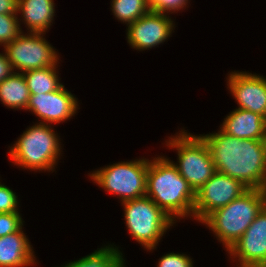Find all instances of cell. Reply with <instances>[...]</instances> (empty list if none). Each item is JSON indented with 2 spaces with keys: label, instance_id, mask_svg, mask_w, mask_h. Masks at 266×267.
Listing matches in <instances>:
<instances>
[{
  "label": "cell",
  "instance_id": "11",
  "mask_svg": "<svg viewBox=\"0 0 266 267\" xmlns=\"http://www.w3.org/2000/svg\"><path fill=\"white\" fill-rule=\"evenodd\" d=\"M78 99L62 84L50 93L30 94L26 111L40 119V123L59 124L71 119L78 112Z\"/></svg>",
  "mask_w": 266,
  "mask_h": 267
},
{
  "label": "cell",
  "instance_id": "23",
  "mask_svg": "<svg viewBox=\"0 0 266 267\" xmlns=\"http://www.w3.org/2000/svg\"><path fill=\"white\" fill-rule=\"evenodd\" d=\"M151 11L156 13L168 14L177 13L186 9L189 0H147Z\"/></svg>",
  "mask_w": 266,
  "mask_h": 267
},
{
  "label": "cell",
  "instance_id": "18",
  "mask_svg": "<svg viewBox=\"0 0 266 267\" xmlns=\"http://www.w3.org/2000/svg\"><path fill=\"white\" fill-rule=\"evenodd\" d=\"M123 256L116 245L108 244L62 267H119L124 261Z\"/></svg>",
  "mask_w": 266,
  "mask_h": 267
},
{
  "label": "cell",
  "instance_id": "13",
  "mask_svg": "<svg viewBox=\"0 0 266 267\" xmlns=\"http://www.w3.org/2000/svg\"><path fill=\"white\" fill-rule=\"evenodd\" d=\"M227 89L237 108L252 111L266 118V78L246 71H232L227 77Z\"/></svg>",
  "mask_w": 266,
  "mask_h": 267
},
{
  "label": "cell",
  "instance_id": "21",
  "mask_svg": "<svg viewBox=\"0 0 266 267\" xmlns=\"http://www.w3.org/2000/svg\"><path fill=\"white\" fill-rule=\"evenodd\" d=\"M18 14H0V46L15 40L22 32Z\"/></svg>",
  "mask_w": 266,
  "mask_h": 267
},
{
  "label": "cell",
  "instance_id": "14",
  "mask_svg": "<svg viewBox=\"0 0 266 267\" xmlns=\"http://www.w3.org/2000/svg\"><path fill=\"white\" fill-rule=\"evenodd\" d=\"M220 126L222 132L238 139L266 140V118L252 111L236 108Z\"/></svg>",
  "mask_w": 266,
  "mask_h": 267
},
{
  "label": "cell",
  "instance_id": "19",
  "mask_svg": "<svg viewBox=\"0 0 266 267\" xmlns=\"http://www.w3.org/2000/svg\"><path fill=\"white\" fill-rule=\"evenodd\" d=\"M58 65L22 73L30 94L50 93L56 91L62 83L59 81Z\"/></svg>",
  "mask_w": 266,
  "mask_h": 267
},
{
  "label": "cell",
  "instance_id": "20",
  "mask_svg": "<svg viewBox=\"0 0 266 267\" xmlns=\"http://www.w3.org/2000/svg\"><path fill=\"white\" fill-rule=\"evenodd\" d=\"M111 7L115 18L126 26L151 11L147 0H111Z\"/></svg>",
  "mask_w": 266,
  "mask_h": 267
},
{
  "label": "cell",
  "instance_id": "16",
  "mask_svg": "<svg viewBox=\"0 0 266 267\" xmlns=\"http://www.w3.org/2000/svg\"><path fill=\"white\" fill-rule=\"evenodd\" d=\"M17 14H21L18 21L27 32L46 34L54 22V0H18Z\"/></svg>",
  "mask_w": 266,
  "mask_h": 267
},
{
  "label": "cell",
  "instance_id": "27",
  "mask_svg": "<svg viewBox=\"0 0 266 267\" xmlns=\"http://www.w3.org/2000/svg\"><path fill=\"white\" fill-rule=\"evenodd\" d=\"M18 0H0V14H17Z\"/></svg>",
  "mask_w": 266,
  "mask_h": 267
},
{
  "label": "cell",
  "instance_id": "4",
  "mask_svg": "<svg viewBox=\"0 0 266 267\" xmlns=\"http://www.w3.org/2000/svg\"><path fill=\"white\" fill-rule=\"evenodd\" d=\"M265 205L258 189H248L228 205L211 213L202 224L213 232L228 251Z\"/></svg>",
  "mask_w": 266,
  "mask_h": 267
},
{
  "label": "cell",
  "instance_id": "12",
  "mask_svg": "<svg viewBox=\"0 0 266 267\" xmlns=\"http://www.w3.org/2000/svg\"><path fill=\"white\" fill-rule=\"evenodd\" d=\"M169 14L150 11L127 26L126 39L133 49L144 51L164 43L175 29Z\"/></svg>",
  "mask_w": 266,
  "mask_h": 267
},
{
  "label": "cell",
  "instance_id": "10",
  "mask_svg": "<svg viewBox=\"0 0 266 267\" xmlns=\"http://www.w3.org/2000/svg\"><path fill=\"white\" fill-rule=\"evenodd\" d=\"M227 253L238 267H266V205Z\"/></svg>",
  "mask_w": 266,
  "mask_h": 267
},
{
  "label": "cell",
  "instance_id": "7",
  "mask_svg": "<svg viewBox=\"0 0 266 267\" xmlns=\"http://www.w3.org/2000/svg\"><path fill=\"white\" fill-rule=\"evenodd\" d=\"M149 159L121 161L102 167L89 174L96 185L121 203L146 196V177Z\"/></svg>",
  "mask_w": 266,
  "mask_h": 267
},
{
  "label": "cell",
  "instance_id": "9",
  "mask_svg": "<svg viewBox=\"0 0 266 267\" xmlns=\"http://www.w3.org/2000/svg\"><path fill=\"white\" fill-rule=\"evenodd\" d=\"M248 189L241 181L216 171L196 192L194 220L202 223L215 210L228 205Z\"/></svg>",
  "mask_w": 266,
  "mask_h": 267
},
{
  "label": "cell",
  "instance_id": "29",
  "mask_svg": "<svg viewBox=\"0 0 266 267\" xmlns=\"http://www.w3.org/2000/svg\"><path fill=\"white\" fill-rule=\"evenodd\" d=\"M125 260L122 262V264L119 267H126L127 265H125Z\"/></svg>",
  "mask_w": 266,
  "mask_h": 267
},
{
  "label": "cell",
  "instance_id": "15",
  "mask_svg": "<svg viewBox=\"0 0 266 267\" xmlns=\"http://www.w3.org/2000/svg\"><path fill=\"white\" fill-rule=\"evenodd\" d=\"M27 237L23 227L0 237V267H28L37 263L33 246Z\"/></svg>",
  "mask_w": 266,
  "mask_h": 267
},
{
  "label": "cell",
  "instance_id": "17",
  "mask_svg": "<svg viewBox=\"0 0 266 267\" xmlns=\"http://www.w3.org/2000/svg\"><path fill=\"white\" fill-rule=\"evenodd\" d=\"M29 97L26 80L20 72H12L0 83V101L7 108L26 110Z\"/></svg>",
  "mask_w": 266,
  "mask_h": 267
},
{
  "label": "cell",
  "instance_id": "26",
  "mask_svg": "<svg viewBox=\"0 0 266 267\" xmlns=\"http://www.w3.org/2000/svg\"><path fill=\"white\" fill-rule=\"evenodd\" d=\"M13 72L5 52L0 53V83Z\"/></svg>",
  "mask_w": 266,
  "mask_h": 267
},
{
  "label": "cell",
  "instance_id": "1",
  "mask_svg": "<svg viewBox=\"0 0 266 267\" xmlns=\"http://www.w3.org/2000/svg\"><path fill=\"white\" fill-rule=\"evenodd\" d=\"M209 147L216 171L257 189L266 169V140L238 139L222 132L199 134Z\"/></svg>",
  "mask_w": 266,
  "mask_h": 267
},
{
  "label": "cell",
  "instance_id": "22",
  "mask_svg": "<svg viewBox=\"0 0 266 267\" xmlns=\"http://www.w3.org/2000/svg\"><path fill=\"white\" fill-rule=\"evenodd\" d=\"M24 222L20 212L0 213V237L19 231Z\"/></svg>",
  "mask_w": 266,
  "mask_h": 267
},
{
  "label": "cell",
  "instance_id": "6",
  "mask_svg": "<svg viewBox=\"0 0 266 267\" xmlns=\"http://www.w3.org/2000/svg\"><path fill=\"white\" fill-rule=\"evenodd\" d=\"M121 205L129 234L149 252L157 248L164 233L176 223L147 196Z\"/></svg>",
  "mask_w": 266,
  "mask_h": 267
},
{
  "label": "cell",
  "instance_id": "28",
  "mask_svg": "<svg viewBox=\"0 0 266 267\" xmlns=\"http://www.w3.org/2000/svg\"><path fill=\"white\" fill-rule=\"evenodd\" d=\"M258 191L260 192L261 196L265 200L266 203V169L264 171L263 179L261 181L260 186L257 188Z\"/></svg>",
  "mask_w": 266,
  "mask_h": 267
},
{
  "label": "cell",
  "instance_id": "24",
  "mask_svg": "<svg viewBox=\"0 0 266 267\" xmlns=\"http://www.w3.org/2000/svg\"><path fill=\"white\" fill-rule=\"evenodd\" d=\"M19 201L16 192L0 181V213L19 212Z\"/></svg>",
  "mask_w": 266,
  "mask_h": 267
},
{
  "label": "cell",
  "instance_id": "25",
  "mask_svg": "<svg viewBox=\"0 0 266 267\" xmlns=\"http://www.w3.org/2000/svg\"><path fill=\"white\" fill-rule=\"evenodd\" d=\"M157 267H193L192 258L181 253H167L158 259Z\"/></svg>",
  "mask_w": 266,
  "mask_h": 267
},
{
  "label": "cell",
  "instance_id": "8",
  "mask_svg": "<svg viewBox=\"0 0 266 267\" xmlns=\"http://www.w3.org/2000/svg\"><path fill=\"white\" fill-rule=\"evenodd\" d=\"M6 58L13 72L42 69L59 64V53L44 38V33H21L4 47Z\"/></svg>",
  "mask_w": 266,
  "mask_h": 267
},
{
  "label": "cell",
  "instance_id": "5",
  "mask_svg": "<svg viewBox=\"0 0 266 267\" xmlns=\"http://www.w3.org/2000/svg\"><path fill=\"white\" fill-rule=\"evenodd\" d=\"M181 129L165 140L169 149L177 150L176 166L179 174L197 192L216 172L208 145L201 136Z\"/></svg>",
  "mask_w": 266,
  "mask_h": 267
},
{
  "label": "cell",
  "instance_id": "3",
  "mask_svg": "<svg viewBox=\"0 0 266 267\" xmlns=\"http://www.w3.org/2000/svg\"><path fill=\"white\" fill-rule=\"evenodd\" d=\"M60 139L50 124L35 123L10 147L9 159L19 168L53 172L62 156Z\"/></svg>",
  "mask_w": 266,
  "mask_h": 267
},
{
  "label": "cell",
  "instance_id": "2",
  "mask_svg": "<svg viewBox=\"0 0 266 267\" xmlns=\"http://www.w3.org/2000/svg\"><path fill=\"white\" fill-rule=\"evenodd\" d=\"M146 196L175 222L185 217L194 218L196 192L165 156L149 160Z\"/></svg>",
  "mask_w": 266,
  "mask_h": 267
}]
</instances>
